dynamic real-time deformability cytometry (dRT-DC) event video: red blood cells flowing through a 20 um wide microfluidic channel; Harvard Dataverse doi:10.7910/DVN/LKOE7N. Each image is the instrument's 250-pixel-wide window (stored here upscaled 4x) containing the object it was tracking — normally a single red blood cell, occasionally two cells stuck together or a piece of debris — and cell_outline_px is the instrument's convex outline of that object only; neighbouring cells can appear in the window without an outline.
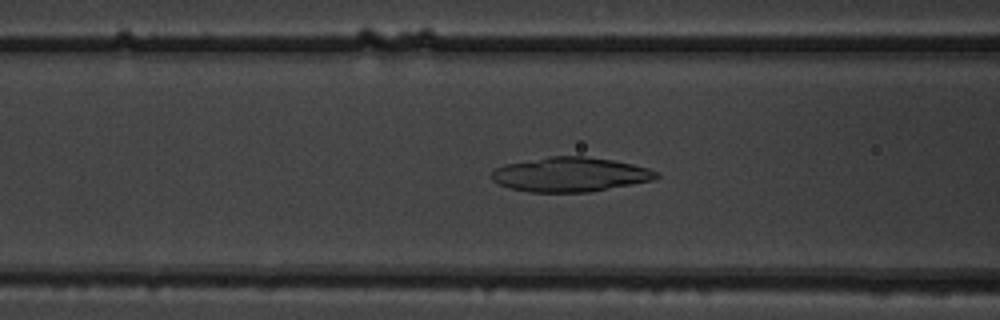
{"species": "common noctule bat (a hibernating species)", "species_latin": "Nyctalus noctula", "temperature_condition": "warm", "stored_images_in_passage": 54, "camera_frame_rate_fps": 3000, "um_per_image_px": 0.085, "animal": {"sex": "male", "body_mass_g": 19.5, "forearm_length_mm": 54.6}, "frame": {"image": 1, "passage_image": 22, "time_ms": 7.0, "image_size_px": [1000, 320], "cell_outline_px": [[660, 176], [652, 180], [588, 192], [532, 192], [512, 188], [500, 184], [492, 180], [492, 172], [496, 168], [504, 164], [548, 156], [584, 156], [612, 160], [632, 164], [648, 168], [660, 172]], "centroid_in_image_um": [48.47, 14.82], "position_along_channel_um": 118.1, "area_um2": 32.83}}
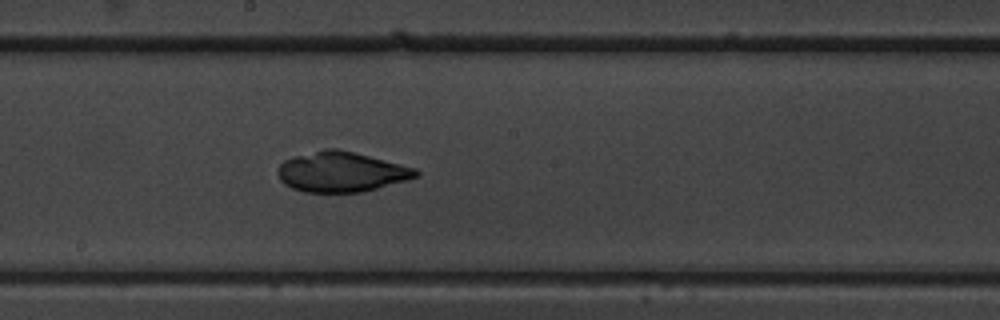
{"frame": {"image": 2, "passage_image": 30, "time_ms": 9.667, "image_size_px": [1000, 320], "cell_outline_px": [[420, 176], [408, 180], [364, 192], [304, 192], [292, 188], [284, 184], [280, 180], [276, 172], [280, 164], [284, 160], [292, 156], [324, 148], [336, 148], [416, 168], [420, 172]], "centroid_in_image_um": [28.99, 14.61], "position_along_channel_um": 219.2, "area_um2": 32.48}}
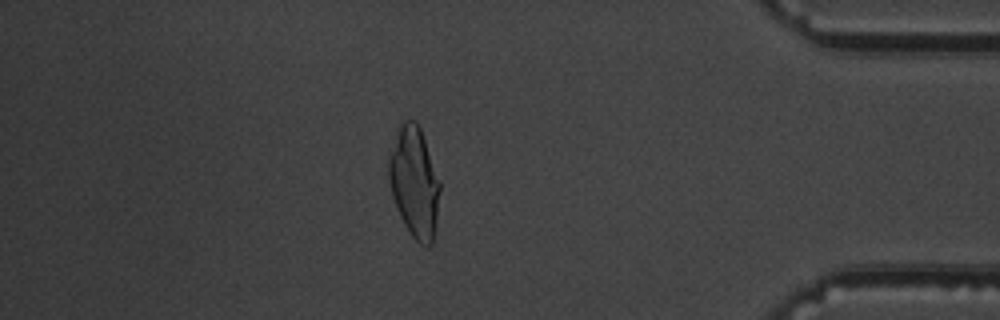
{"frame": {"image": 3, "passage_image": 47, "time_ms": 15.333, "image_size_px": [1000, 320], "cell_outline_px": [[440, 188], [432, 244], [428, 248], [420, 244], [412, 236], [404, 224], [400, 216], [392, 196], [388, 180], [388, 156], [400, 124], [404, 120], [416, 120], [420, 128], [440, 180]], "centroid_in_image_um": [35.2, 15.47], "position_along_channel_um": 400.0, "area_um2": 32.77}}